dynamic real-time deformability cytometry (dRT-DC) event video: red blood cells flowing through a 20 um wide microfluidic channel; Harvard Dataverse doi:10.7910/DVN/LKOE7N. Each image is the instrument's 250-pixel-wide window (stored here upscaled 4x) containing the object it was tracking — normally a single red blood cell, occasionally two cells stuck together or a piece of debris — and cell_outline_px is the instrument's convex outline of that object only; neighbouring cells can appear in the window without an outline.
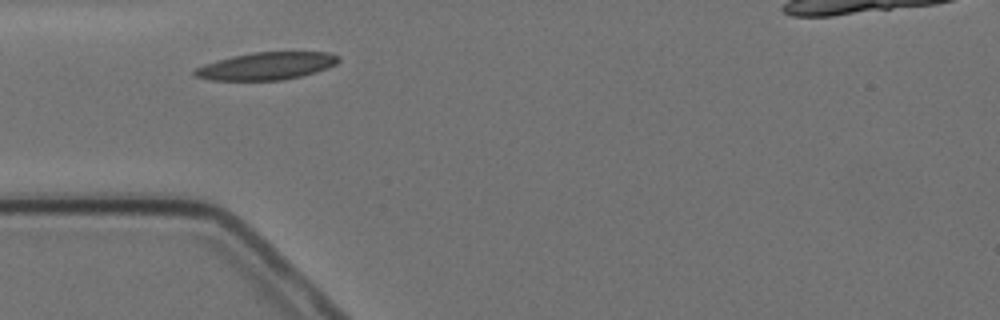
{"species": "Egyptian fruit bat (a non-hibernating species)", "species_latin": "Rousettus aegyptiacus", "temperature_condition": "cold", "stored_images_in_passage": 2, "camera_frame_rate_fps": 3000, "um_per_image_px": 0.085, "animal": {"sex": "female"}, "frame": {"image": 1, "passage_image": 1, "time_ms": 0.0, "image_size_px": [1000, 320], "cell_outline_px": [[340, 60], [336, 64], [328, 68], [316, 72], [300, 76], [280, 80], [212, 80], [192, 76], [192, 72], [196, 68], [204, 64], [232, 56], [252, 52], [328, 52], [340, 56]], "centroid_in_image_um": [22.65, 5.61], "position_along_channel_um": 62.4, "area_um2": 23.06}}
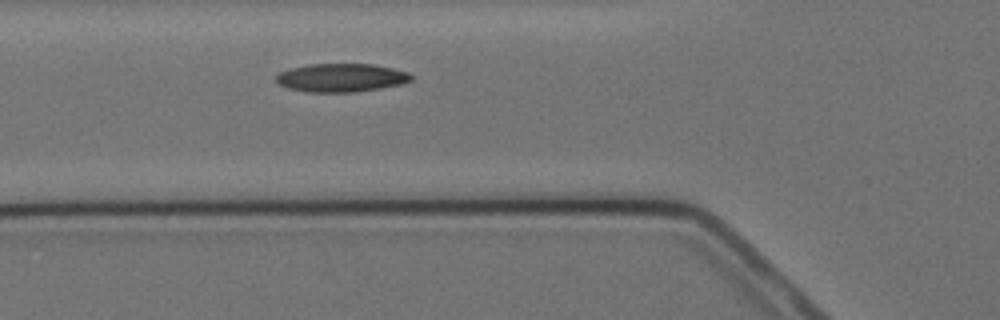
{"frame": {"image": 2, "passage_image": 2, "time_ms": 1.0, "image_size_px": [1000, 320], "cell_outline_px": [[412, 80], [400, 84], [380, 88], [352, 92], [308, 92], [288, 88], [280, 84], [276, 80], [276, 76], [280, 72], [292, 68], [312, 64], [372, 64], [392, 68], [408, 72], [412, 76]], "centroid_in_image_um": [29.01, 6.6], "position_along_channel_um": 96.8, "area_um2": 22.08}}